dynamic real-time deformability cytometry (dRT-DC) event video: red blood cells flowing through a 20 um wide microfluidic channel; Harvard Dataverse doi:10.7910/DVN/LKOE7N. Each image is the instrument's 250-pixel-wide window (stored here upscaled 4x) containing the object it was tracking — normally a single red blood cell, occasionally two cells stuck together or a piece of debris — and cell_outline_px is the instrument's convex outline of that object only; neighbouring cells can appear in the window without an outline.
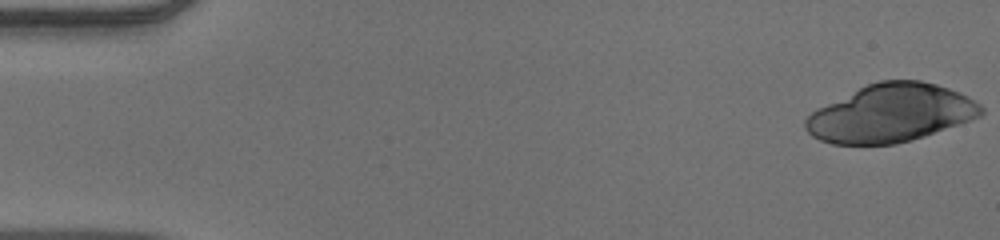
{"species": "human", "species_latin": "Homo sapiens", "temperature_condition": "warm", "stored_images_in_passage": 40, "camera_frame_rate_fps": 3000, "um_per_image_px": 0.085, "donor": {"sex": "male"}, "frame": {"image": 1, "passage_image": 1, "time_ms": 0.0, "image_size_px": [1000, 240], "cell_outline_px": [[984, 112], [980, 116], [924, 136], [912, 140], [896, 144], [832, 144], [820, 140], [812, 136], [804, 128], [804, 120], [816, 108], [868, 84], [880, 80], [920, 80], [936, 84], [960, 92], [968, 96], [980, 104], [984, 108]], "centroid_in_image_um": [75.71, 9.62], "position_along_channel_um": 9.3, "area_um2": 59.07}}